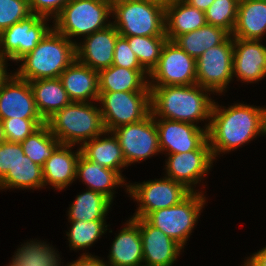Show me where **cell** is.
Listing matches in <instances>:
<instances>
[{
  "instance_id": "28",
  "label": "cell",
  "mask_w": 266,
  "mask_h": 266,
  "mask_svg": "<svg viewBox=\"0 0 266 266\" xmlns=\"http://www.w3.org/2000/svg\"><path fill=\"white\" fill-rule=\"evenodd\" d=\"M29 83L37 111L44 121L72 102L60 78L39 79Z\"/></svg>"
},
{
  "instance_id": "23",
  "label": "cell",
  "mask_w": 266,
  "mask_h": 266,
  "mask_svg": "<svg viewBox=\"0 0 266 266\" xmlns=\"http://www.w3.org/2000/svg\"><path fill=\"white\" fill-rule=\"evenodd\" d=\"M77 178H80L87 185L88 188L86 189L99 192L111 201L115 197L113 189L119 186L122 187V185L128 187V183L124 182L126 181L124 177L117 171L94 163L82 154H80L76 166V180Z\"/></svg>"
},
{
  "instance_id": "12",
  "label": "cell",
  "mask_w": 266,
  "mask_h": 266,
  "mask_svg": "<svg viewBox=\"0 0 266 266\" xmlns=\"http://www.w3.org/2000/svg\"><path fill=\"white\" fill-rule=\"evenodd\" d=\"M49 18L31 14L0 33V55L13 62L31 52L53 28L46 21Z\"/></svg>"
},
{
  "instance_id": "9",
  "label": "cell",
  "mask_w": 266,
  "mask_h": 266,
  "mask_svg": "<svg viewBox=\"0 0 266 266\" xmlns=\"http://www.w3.org/2000/svg\"><path fill=\"white\" fill-rule=\"evenodd\" d=\"M129 195L138 204L131 218H145L149 213L172 207L183 201L191 191L182 183L169 177L131 184L126 188Z\"/></svg>"
},
{
  "instance_id": "43",
  "label": "cell",
  "mask_w": 266,
  "mask_h": 266,
  "mask_svg": "<svg viewBox=\"0 0 266 266\" xmlns=\"http://www.w3.org/2000/svg\"><path fill=\"white\" fill-rule=\"evenodd\" d=\"M242 266H266V246L248 257Z\"/></svg>"
},
{
  "instance_id": "19",
  "label": "cell",
  "mask_w": 266,
  "mask_h": 266,
  "mask_svg": "<svg viewBox=\"0 0 266 266\" xmlns=\"http://www.w3.org/2000/svg\"><path fill=\"white\" fill-rule=\"evenodd\" d=\"M118 36L113 24L88 35L82 43L76 44V59L96 71L110 67Z\"/></svg>"
},
{
  "instance_id": "22",
  "label": "cell",
  "mask_w": 266,
  "mask_h": 266,
  "mask_svg": "<svg viewBox=\"0 0 266 266\" xmlns=\"http://www.w3.org/2000/svg\"><path fill=\"white\" fill-rule=\"evenodd\" d=\"M111 244L108 266H143V246L139 225L130 218Z\"/></svg>"
},
{
  "instance_id": "32",
  "label": "cell",
  "mask_w": 266,
  "mask_h": 266,
  "mask_svg": "<svg viewBox=\"0 0 266 266\" xmlns=\"http://www.w3.org/2000/svg\"><path fill=\"white\" fill-rule=\"evenodd\" d=\"M31 240L22 244L8 266H61L60 255L49 244ZM60 258V259H59Z\"/></svg>"
},
{
  "instance_id": "5",
  "label": "cell",
  "mask_w": 266,
  "mask_h": 266,
  "mask_svg": "<svg viewBox=\"0 0 266 266\" xmlns=\"http://www.w3.org/2000/svg\"><path fill=\"white\" fill-rule=\"evenodd\" d=\"M111 22L120 36H166L165 5L154 0H112Z\"/></svg>"
},
{
  "instance_id": "16",
  "label": "cell",
  "mask_w": 266,
  "mask_h": 266,
  "mask_svg": "<svg viewBox=\"0 0 266 266\" xmlns=\"http://www.w3.org/2000/svg\"><path fill=\"white\" fill-rule=\"evenodd\" d=\"M42 119L39 115L29 81L15 73L0 89V119Z\"/></svg>"
},
{
  "instance_id": "20",
  "label": "cell",
  "mask_w": 266,
  "mask_h": 266,
  "mask_svg": "<svg viewBox=\"0 0 266 266\" xmlns=\"http://www.w3.org/2000/svg\"><path fill=\"white\" fill-rule=\"evenodd\" d=\"M59 78L72 102H98V71L75 59Z\"/></svg>"
},
{
  "instance_id": "33",
  "label": "cell",
  "mask_w": 266,
  "mask_h": 266,
  "mask_svg": "<svg viewBox=\"0 0 266 266\" xmlns=\"http://www.w3.org/2000/svg\"><path fill=\"white\" fill-rule=\"evenodd\" d=\"M60 144L46 124L21 142L24 155L41 167Z\"/></svg>"
},
{
  "instance_id": "21",
  "label": "cell",
  "mask_w": 266,
  "mask_h": 266,
  "mask_svg": "<svg viewBox=\"0 0 266 266\" xmlns=\"http://www.w3.org/2000/svg\"><path fill=\"white\" fill-rule=\"evenodd\" d=\"M72 145L60 144L43 165L44 185H51L55 190H62L76 179V166L81 149L74 153Z\"/></svg>"
},
{
  "instance_id": "27",
  "label": "cell",
  "mask_w": 266,
  "mask_h": 266,
  "mask_svg": "<svg viewBox=\"0 0 266 266\" xmlns=\"http://www.w3.org/2000/svg\"><path fill=\"white\" fill-rule=\"evenodd\" d=\"M266 35V1L240 0L233 38L262 40Z\"/></svg>"
},
{
  "instance_id": "4",
  "label": "cell",
  "mask_w": 266,
  "mask_h": 266,
  "mask_svg": "<svg viewBox=\"0 0 266 266\" xmlns=\"http://www.w3.org/2000/svg\"><path fill=\"white\" fill-rule=\"evenodd\" d=\"M97 106L92 102H71L55 112L45 124L61 144L83 145L106 132Z\"/></svg>"
},
{
  "instance_id": "34",
  "label": "cell",
  "mask_w": 266,
  "mask_h": 266,
  "mask_svg": "<svg viewBox=\"0 0 266 266\" xmlns=\"http://www.w3.org/2000/svg\"><path fill=\"white\" fill-rule=\"evenodd\" d=\"M136 55L140 65L150 74L157 66L167 36H123Z\"/></svg>"
},
{
  "instance_id": "30",
  "label": "cell",
  "mask_w": 266,
  "mask_h": 266,
  "mask_svg": "<svg viewBox=\"0 0 266 266\" xmlns=\"http://www.w3.org/2000/svg\"><path fill=\"white\" fill-rule=\"evenodd\" d=\"M112 201L103 194L87 189L76 196L68 210L69 221L106 220Z\"/></svg>"
},
{
  "instance_id": "29",
  "label": "cell",
  "mask_w": 266,
  "mask_h": 266,
  "mask_svg": "<svg viewBox=\"0 0 266 266\" xmlns=\"http://www.w3.org/2000/svg\"><path fill=\"white\" fill-rule=\"evenodd\" d=\"M230 34L213 25L205 26L177 36L173 41L195 60L211 47L222 44Z\"/></svg>"
},
{
  "instance_id": "11",
  "label": "cell",
  "mask_w": 266,
  "mask_h": 266,
  "mask_svg": "<svg viewBox=\"0 0 266 266\" xmlns=\"http://www.w3.org/2000/svg\"><path fill=\"white\" fill-rule=\"evenodd\" d=\"M149 77V86L196 84V60L174 41L167 40Z\"/></svg>"
},
{
  "instance_id": "3",
  "label": "cell",
  "mask_w": 266,
  "mask_h": 266,
  "mask_svg": "<svg viewBox=\"0 0 266 266\" xmlns=\"http://www.w3.org/2000/svg\"><path fill=\"white\" fill-rule=\"evenodd\" d=\"M77 43L52 28L31 52L19 60L22 63L13 73L27 81L59 78L76 59Z\"/></svg>"
},
{
  "instance_id": "38",
  "label": "cell",
  "mask_w": 266,
  "mask_h": 266,
  "mask_svg": "<svg viewBox=\"0 0 266 266\" xmlns=\"http://www.w3.org/2000/svg\"><path fill=\"white\" fill-rule=\"evenodd\" d=\"M31 14L28 0H0V33Z\"/></svg>"
},
{
  "instance_id": "35",
  "label": "cell",
  "mask_w": 266,
  "mask_h": 266,
  "mask_svg": "<svg viewBox=\"0 0 266 266\" xmlns=\"http://www.w3.org/2000/svg\"><path fill=\"white\" fill-rule=\"evenodd\" d=\"M71 226L66 233L70 250L90 248L107 231L106 220L69 221ZM73 248V249H72Z\"/></svg>"
},
{
  "instance_id": "24",
  "label": "cell",
  "mask_w": 266,
  "mask_h": 266,
  "mask_svg": "<svg viewBox=\"0 0 266 266\" xmlns=\"http://www.w3.org/2000/svg\"><path fill=\"white\" fill-rule=\"evenodd\" d=\"M207 24L205 12L184 0L165 5V35L173 41L177 36L197 30Z\"/></svg>"
},
{
  "instance_id": "2",
  "label": "cell",
  "mask_w": 266,
  "mask_h": 266,
  "mask_svg": "<svg viewBox=\"0 0 266 266\" xmlns=\"http://www.w3.org/2000/svg\"><path fill=\"white\" fill-rule=\"evenodd\" d=\"M149 87L151 91V114L154 118H164L193 125L205 120V122L208 121L207 130L209 129L215 101L211 97L209 98L212 91L197 83Z\"/></svg>"
},
{
  "instance_id": "8",
  "label": "cell",
  "mask_w": 266,
  "mask_h": 266,
  "mask_svg": "<svg viewBox=\"0 0 266 266\" xmlns=\"http://www.w3.org/2000/svg\"><path fill=\"white\" fill-rule=\"evenodd\" d=\"M106 131L142 121L151 114V92H99Z\"/></svg>"
},
{
  "instance_id": "13",
  "label": "cell",
  "mask_w": 266,
  "mask_h": 266,
  "mask_svg": "<svg viewBox=\"0 0 266 266\" xmlns=\"http://www.w3.org/2000/svg\"><path fill=\"white\" fill-rule=\"evenodd\" d=\"M112 132L119 141L127 166L161 153L157 126L152 114L142 121L118 127Z\"/></svg>"
},
{
  "instance_id": "39",
  "label": "cell",
  "mask_w": 266,
  "mask_h": 266,
  "mask_svg": "<svg viewBox=\"0 0 266 266\" xmlns=\"http://www.w3.org/2000/svg\"><path fill=\"white\" fill-rule=\"evenodd\" d=\"M112 65L128 69L145 70L130 48L128 40L120 35L117 37L115 44Z\"/></svg>"
},
{
  "instance_id": "47",
  "label": "cell",
  "mask_w": 266,
  "mask_h": 266,
  "mask_svg": "<svg viewBox=\"0 0 266 266\" xmlns=\"http://www.w3.org/2000/svg\"><path fill=\"white\" fill-rule=\"evenodd\" d=\"M154 1H158V2L163 3L164 5H166L168 3H171L174 0H154Z\"/></svg>"
},
{
  "instance_id": "26",
  "label": "cell",
  "mask_w": 266,
  "mask_h": 266,
  "mask_svg": "<svg viewBox=\"0 0 266 266\" xmlns=\"http://www.w3.org/2000/svg\"><path fill=\"white\" fill-rule=\"evenodd\" d=\"M103 135V136H102ZM107 135L108 137H105ZM111 135V136H109ZM103 137V138H101ZM81 154L88 160L117 171L128 167L119 141L113 132L106 131L80 146Z\"/></svg>"
},
{
  "instance_id": "14",
  "label": "cell",
  "mask_w": 266,
  "mask_h": 266,
  "mask_svg": "<svg viewBox=\"0 0 266 266\" xmlns=\"http://www.w3.org/2000/svg\"><path fill=\"white\" fill-rule=\"evenodd\" d=\"M157 126L161 153L177 154L196 149H211L207 123L204 128L186 122L154 118ZM158 119V120H157Z\"/></svg>"
},
{
  "instance_id": "6",
  "label": "cell",
  "mask_w": 266,
  "mask_h": 266,
  "mask_svg": "<svg viewBox=\"0 0 266 266\" xmlns=\"http://www.w3.org/2000/svg\"><path fill=\"white\" fill-rule=\"evenodd\" d=\"M111 14L112 0H70L52 23L56 31L74 42L73 37L85 38L111 25Z\"/></svg>"
},
{
  "instance_id": "40",
  "label": "cell",
  "mask_w": 266,
  "mask_h": 266,
  "mask_svg": "<svg viewBox=\"0 0 266 266\" xmlns=\"http://www.w3.org/2000/svg\"><path fill=\"white\" fill-rule=\"evenodd\" d=\"M24 156L21 143L8 142L0 144V180L13 169L16 163Z\"/></svg>"
},
{
  "instance_id": "41",
  "label": "cell",
  "mask_w": 266,
  "mask_h": 266,
  "mask_svg": "<svg viewBox=\"0 0 266 266\" xmlns=\"http://www.w3.org/2000/svg\"><path fill=\"white\" fill-rule=\"evenodd\" d=\"M70 0H28L31 13L55 18Z\"/></svg>"
},
{
  "instance_id": "42",
  "label": "cell",
  "mask_w": 266,
  "mask_h": 266,
  "mask_svg": "<svg viewBox=\"0 0 266 266\" xmlns=\"http://www.w3.org/2000/svg\"><path fill=\"white\" fill-rule=\"evenodd\" d=\"M65 266H108L107 261L104 262L103 259H99L97 256L92 254L83 253L79 259L68 263Z\"/></svg>"
},
{
  "instance_id": "17",
  "label": "cell",
  "mask_w": 266,
  "mask_h": 266,
  "mask_svg": "<svg viewBox=\"0 0 266 266\" xmlns=\"http://www.w3.org/2000/svg\"><path fill=\"white\" fill-rule=\"evenodd\" d=\"M132 219L139 225L143 266H172L183 248L144 218Z\"/></svg>"
},
{
  "instance_id": "10",
  "label": "cell",
  "mask_w": 266,
  "mask_h": 266,
  "mask_svg": "<svg viewBox=\"0 0 266 266\" xmlns=\"http://www.w3.org/2000/svg\"><path fill=\"white\" fill-rule=\"evenodd\" d=\"M234 38L230 35L222 44L203 52L196 59L197 84L219 95L233 80Z\"/></svg>"
},
{
  "instance_id": "37",
  "label": "cell",
  "mask_w": 266,
  "mask_h": 266,
  "mask_svg": "<svg viewBox=\"0 0 266 266\" xmlns=\"http://www.w3.org/2000/svg\"><path fill=\"white\" fill-rule=\"evenodd\" d=\"M44 124L45 121L43 119H4L3 127L6 140L8 142L21 143Z\"/></svg>"
},
{
  "instance_id": "1",
  "label": "cell",
  "mask_w": 266,
  "mask_h": 266,
  "mask_svg": "<svg viewBox=\"0 0 266 266\" xmlns=\"http://www.w3.org/2000/svg\"><path fill=\"white\" fill-rule=\"evenodd\" d=\"M259 135H266V108L235 103L229 107L214 101L208 141L214 157L234 151Z\"/></svg>"
},
{
  "instance_id": "25",
  "label": "cell",
  "mask_w": 266,
  "mask_h": 266,
  "mask_svg": "<svg viewBox=\"0 0 266 266\" xmlns=\"http://www.w3.org/2000/svg\"><path fill=\"white\" fill-rule=\"evenodd\" d=\"M147 76L146 70L111 65L98 71L99 92H151Z\"/></svg>"
},
{
  "instance_id": "7",
  "label": "cell",
  "mask_w": 266,
  "mask_h": 266,
  "mask_svg": "<svg viewBox=\"0 0 266 266\" xmlns=\"http://www.w3.org/2000/svg\"><path fill=\"white\" fill-rule=\"evenodd\" d=\"M205 204L203 193L195 191L180 203L155 210L144 219L184 248Z\"/></svg>"
},
{
  "instance_id": "15",
  "label": "cell",
  "mask_w": 266,
  "mask_h": 266,
  "mask_svg": "<svg viewBox=\"0 0 266 266\" xmlns=\"http://www.w3.org/2000/svg\"><path fill=\"white\" fill-rule=\"evenodd\" d=\"M214 157L211 149H196L188 152L168 154L165 161L166 177L182 183L191 192H198L194 186L208 174ZM196 184V185H195Z\"/></svg>"
},
{
  "instance_id": "31",
  "label": "cell",
  "mask_w": 266,
  "mask_h": 266,
  "mask_svg": "<svg viewBox=\"0 0 266 266\" xmlns=\"http://www.w3.org/2000/svg\"><path fill=\"white\" fill-rule=\"evenodd\" d=\"M45 187L43 169L26 155L0 180V189H42Z\"/></svg>"
},
{
  "instance_id": "46",
  "label": "cell",
  "mask_w": 266,
  "mask_h": 266,
  "mask_svg": "<svg viewBox=\"0 0 266 266\" xmlns=\"http://www.w3.org/2000/svg\"><path fill=\"white\" fill-rule=\"evenodd\" d=\"M5 141L7 140L4 133L3 121L0 119V144L4 143Z\"/></svg>"
},
{
  "instance_id": "45",
  "label": "cell",
  "mask_w": 266,
  "mask_h": 266,
  "mask_svg": "<svg viewBox=\"0 0 266 266\" xmlns=\"http://www.w3.org/2000/svg\"><path fill=\"white\" fill-rule=\"evenodd\" d=\"M184 1L190 4L191 6L196 7L198 10H201L204 12L214 2V0H184Z\"/></svg>"
},
{
  "instance_id": "44",
  "label": "cell",
  "mask_w": 266,
  "mask_h": 266,
  "mask_svg": "<svg viewBox=\"0 0 266 266\" xmlns=\"http://www.w3.org/2000/svg\"><path fill=\"white\" fill-rule=\"evenodd\" d=\"M9 58L3 57L0 55V89L3 86V84L10 78L12 75L7 72V65ZM7 64V65H6Z\"/></svg>"
},
{
  "instance_id": "18",
  "label": "cell",
  "mask_w": 266,
  "mask_h": 266,
  "mask_svg": "<svg viewBox=\"0 0 266 266\" xmlns=\"http://www.w3.org/2000/svg\"><path fill=\"white\" fill-rule=\"evenodd\" d=\"M262 40L234 38L233 77L255 83L266 77V46Z\"/></svg>"
},
{
  "instance_id": "36",
  "label": "cell",
  "mask_w": 266,
  "mask_h": 266,
  "mask_svg": "<svg viewBox=\"0 0 266 266\" xmlns=\"http://www.w3.org/2000/svg\"><path fill=\"white\" fill-rule=\"evenodd\" d=\"M240 0H214L205 11L206 22L232 34L237 21Z\"/></svg>"
}]
</instances>
